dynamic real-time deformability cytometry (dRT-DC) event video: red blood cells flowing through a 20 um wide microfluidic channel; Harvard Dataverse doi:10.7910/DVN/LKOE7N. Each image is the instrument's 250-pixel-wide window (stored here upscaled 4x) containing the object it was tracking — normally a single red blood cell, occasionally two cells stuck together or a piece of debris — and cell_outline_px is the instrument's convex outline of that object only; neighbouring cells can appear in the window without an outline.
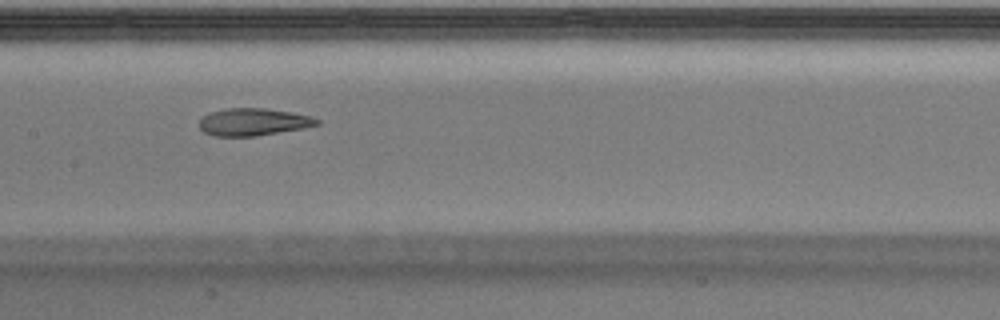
{"species": "Egyptian fruit bat (a non-hibernating species)", "species_latin": "Rousettus aegyptiacus", "temperature_condition": "warm", "stored_images_in_passage": 36, "camera_frame_rate_fps": 3000, "um_per_image_px": 0.085, "animal": {"sex": "male"}, "frame": {"image": 1, "passage_image": 16, "time_ms": 5.0, "image_size_px": [1000, 320], "cell_outline_px": [[320, 124], [304, 128], [256, 136], [216, 136], [204, 132], [200, 128], [200, 120], [204, 116], [212, 112], [228, 108], [264, 108], [292, 112], [308, 116], [320, 120]], "centroid_in_image_um": [21.55, 10.37], "position_along_channel_um": 185.9, "area_um2": 18.55}}